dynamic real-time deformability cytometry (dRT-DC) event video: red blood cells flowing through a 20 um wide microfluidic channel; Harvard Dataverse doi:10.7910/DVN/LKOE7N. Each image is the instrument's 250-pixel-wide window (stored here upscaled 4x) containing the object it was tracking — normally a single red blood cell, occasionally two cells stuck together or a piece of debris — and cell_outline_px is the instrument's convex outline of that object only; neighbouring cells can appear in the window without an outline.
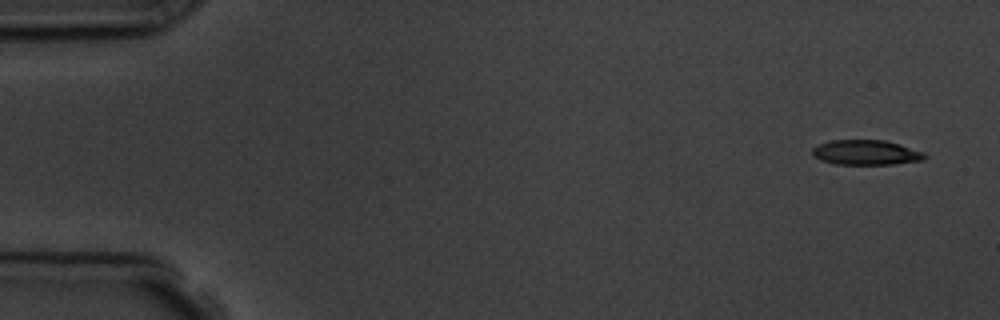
{"species": "common noctule bat (a hibernating species)", "species_latin": "Nyctalus noctula", "temperature_condition": "room temperature", "stored_images_in_passage": 5, "camera_frame_rate_fps": 3000, "um_per_image_px": 0.085, "animal": {"sex": "male", "body_mass_g": 19.5, "forearm_length_mm": 54.6}, "frame": {"image": 1, "passage_image": 1, "time_ms": 0.0, "image_size_px": [1000, 320], "cell_outline_px": [[928, 156], [924, 160], [892, 164], [836, 164], [820, 160], [812, 156], [812, 148], [828, 140], [884, 140], [900, 144], [924, 152]], "centroid_in_image_um": [73.61, 12.96], "position_along_channel_um": 11.4, "area_um2": 16.42}}
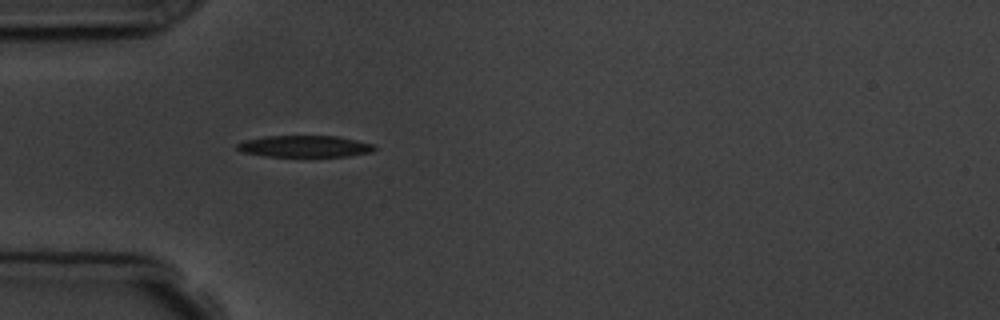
{"frame": {"image": 2, "passage_image": 5, "time_ms": 4.667, "image_size_px": [1000, 320], "cell_outline_px": [[376, 148], [372, 152], [348, 156], [304, 160], [264, 156], [240, 152], [236, 148], [236, 144], [244, 140], [264, 136], [336, 136], [356, 140], [372, 144]], "centroid_in_image_um": [25.85, 12.5], "position_along_channel_um": 59.2, "area_um2": 18.5}}